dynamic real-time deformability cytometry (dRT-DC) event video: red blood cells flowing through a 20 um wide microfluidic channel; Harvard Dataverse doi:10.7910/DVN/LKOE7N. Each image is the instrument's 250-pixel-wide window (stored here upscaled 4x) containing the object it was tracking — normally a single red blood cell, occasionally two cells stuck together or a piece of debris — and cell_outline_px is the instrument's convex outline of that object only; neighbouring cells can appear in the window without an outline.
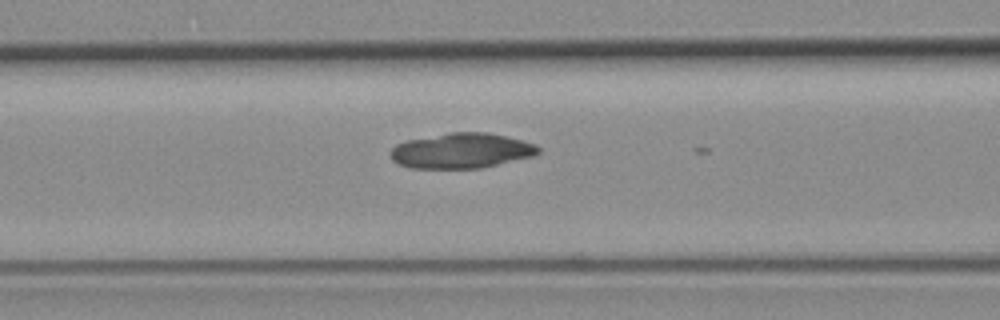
{"species": "common noctule bat (a hibernating species)", "species_latin": "Nyctalus noctula", "temperature_condition": "room temperature", "stored_images_in_passage": 6, "camera_frame_rate_fps": 3000, "um_per_image_px": 0.085, "animal": {"sex": "female", "body_mass_g": 19.3, "forearm_length_mm": 54.1}, "frame": {"image": 1, "passage_image": 3, "time_ms": 0.667, "image_size_px": [1000, 320], "cell_outline_px": [[540, 152], [532, 156], [480, 168], [408, 168], [392, 160], [388, 152], [396, 144], [408, 140], [448, 132], [488, 132], [524, 140], [536, 144], [540, 148]], "centroid_in_image_um": [39.21, 12.8], "position_along_channel_um": 127.4, "area_um2": 30.4}}